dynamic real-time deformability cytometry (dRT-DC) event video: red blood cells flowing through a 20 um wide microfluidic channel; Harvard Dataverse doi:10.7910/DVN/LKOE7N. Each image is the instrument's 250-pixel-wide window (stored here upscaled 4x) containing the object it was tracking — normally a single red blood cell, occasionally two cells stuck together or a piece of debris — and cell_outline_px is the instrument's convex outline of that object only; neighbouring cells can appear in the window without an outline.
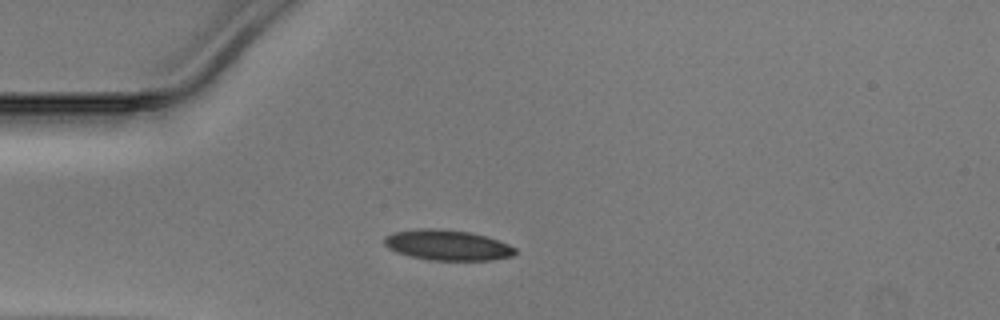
{"species": "Egyptian fruit bat (a non-hibernating species)", "species_latin": "Rousettus aegyptiacus", "temperature_condition": "warm", "stored_images_in_passage": 32, "camera_frame_rate_fps": 3000, "um_per_image_px": 0.085, "animal": {"sex": "male"}, "frame": {"image": 1, "passage_image": 1, "time_ms": 0.0, "image_size_px": [1000, 320], "cell_outline_px": [[516, 252], [512, 256], [492, 260], [432, 260], [412, 256], [396, 252], [388, 248], [384, 244], [384, 236], [396, 232], [420, 228], [436, 228], [472, 232], [508, 244], [516, 248]], "centroid_in_image_um": [38.02, 20.83], "position_along_channel_um": 47.0, "area_um2": 23.06}}
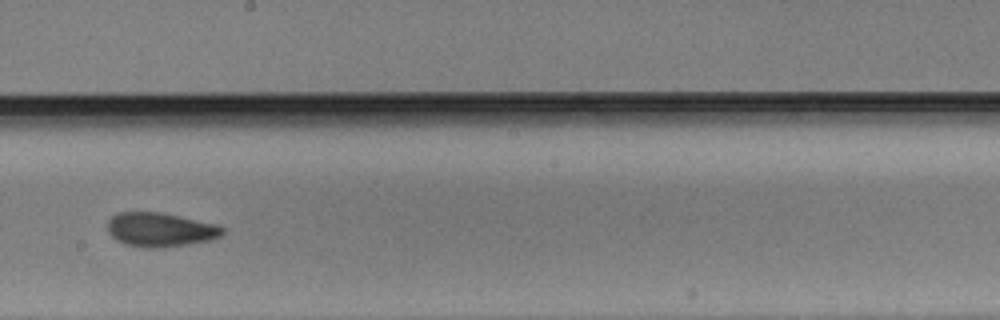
{"frame": {"image": 2, "passage_image": 16, "time_ms": 5.0, "image_size_px": [1000, 320], "cell_outline_px": [[224, 232], [220, 236], [212, 240], [188, 244], [156, 248], [144, 248], [124, 244], [116, 240], [108, 232], [108, 220], [116, 212], [164, 212], [220, 224], [224, 228]], "centroid_in_image_um": [13.65, 19.51], "position_along_channel_um": 234.5, "area_um2": 23.29}}
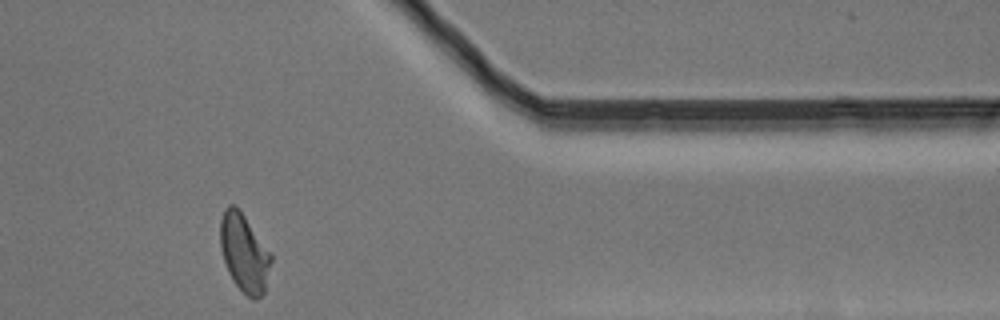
{"frame": {"image": 3, "passage_image": 29, "time_ms": 9.333, "image_size_px": [1000, 320], "cell_outline_px": [[272, 260], [264, 292], [260, 296], [252, 300], [232, 280], [228, 272], [220, 248], [220, 220], [224, 208], [228, 204], [236, 204], [240, 208], [272, 256]], "centroid_in_image_um": [20.73, 21.45], "position_along_channel_um": 390.7, "area_um2": 23.06}}